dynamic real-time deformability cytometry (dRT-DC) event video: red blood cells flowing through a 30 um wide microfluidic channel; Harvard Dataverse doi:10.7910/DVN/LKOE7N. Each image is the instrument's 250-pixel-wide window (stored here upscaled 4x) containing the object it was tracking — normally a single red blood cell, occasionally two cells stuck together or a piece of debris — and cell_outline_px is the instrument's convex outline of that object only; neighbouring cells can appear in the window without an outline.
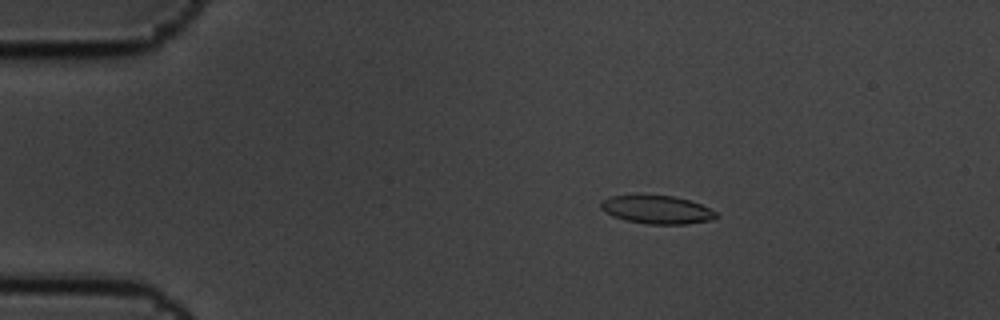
{"species": "common noctule bat (a hibernating species)", "species_latin": "Nyctalus noctula", "temperature_condition": "cold", "stored_images_in_passage": 5, "camera_frame_rate_fps": 3000, "um_per_image_px": 0.085, "animal": {"sex": "male", "body_mass_g": 19.5, "forearm_length_mm": 54.6}, "frame": {"image": 1, "passage_image": 3, "time_ms": 0.667, "image_size_px": [1000, 320], "cell_outline_px": [[720, 216], [712, 220], [688, 224], [648, 224], [624, 220], [612, 216], [600, 208], [600, 200], [612, 196], [672, 196], [688, 200], [700, 204], [716, 212]], "centroid_in_image_um": [55.84, 17.84], "position_along_channel_um": 29.2, "area_um2": 18.84}}